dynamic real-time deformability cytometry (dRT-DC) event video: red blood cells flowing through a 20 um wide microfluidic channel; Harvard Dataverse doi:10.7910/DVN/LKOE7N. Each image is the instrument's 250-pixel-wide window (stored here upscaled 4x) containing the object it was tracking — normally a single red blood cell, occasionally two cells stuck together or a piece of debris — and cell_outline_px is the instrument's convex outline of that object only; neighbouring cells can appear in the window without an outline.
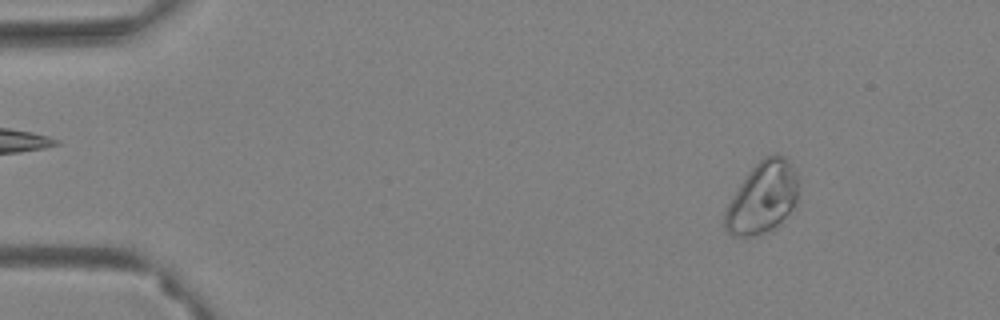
{"species": "Egyptian fruit bat (a non-hibernating species)", "species_latin": "Rousettus aegyptiacus", "temperature_condition": "warm", "stored_images_in_passage": 53, "camera_frame_rate_fps": 3000, "um_per_image_px": 0.085, "animal": {"sex": "female"}, "frame": {"image": 1, "passage_image": 8, "time_ms": 2.333, "image_size_px": [1000, 320], "cell_outline_px": [[796, 200], [792, 208], [776, 228], [752, 236], [732, 236], [724, 228], [724, 212], [728, 204], [740, 184], [752, 168], [764, 156], [776, 152], [784, 156], [796, 172]], "centroid_in_image_um": [64.79, 16.8], "position_along_channel_um": 20.2, "area_um2": 30.23}}
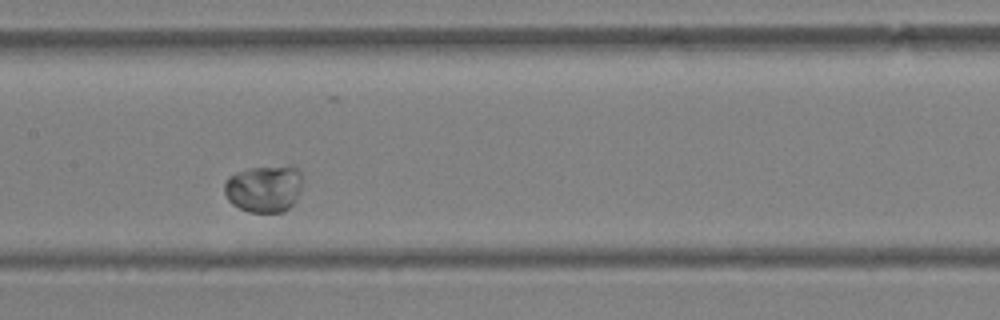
{"frame": {"image": 2, "passage_image": 31, "time_ms": 10.0, "image_size_px": [1000, 320], "cell_outline_px": [[300, 192], [292, 204], [284, 212], [248, 212], [232, 204], [228, 200], [224, 192], [224, 184], [228, 176], [236, 172], [248, 168], [292, 164], [300, 172]], "centroid_in_image_um": [22.42, 16.01], "position_along_channel_um": 185.0, "area_um2": 21.68}}
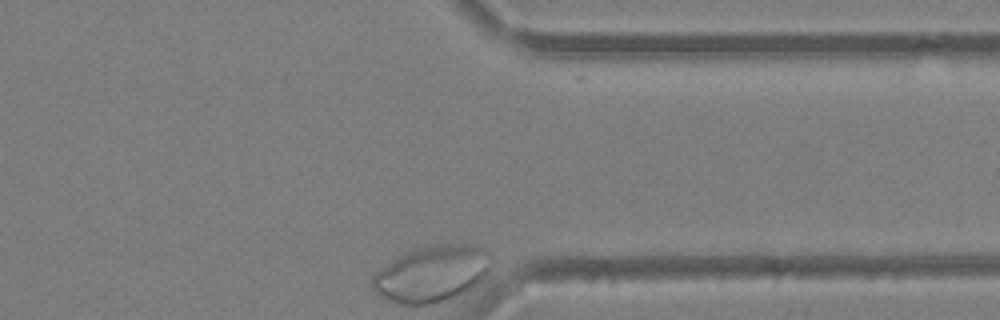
{"frame": {"image": 3, "passage_image": 53, "time_ms": 17.333, "image_size_px": [1000, 320], "cell_outline_px": [[496, 256], [488, 272], [472, 288], [456, 296], [432, 304], [400, 304], [376, 292], [372, 288], [372, 276], [384, 264], [396, 256], [416, 248], [432, 244], [476, 244], [488, 248]], "centroid_in_image_um": [36.78, 23.21], "position_along_channel_um": 374.6, "area_um2": 39.48}}